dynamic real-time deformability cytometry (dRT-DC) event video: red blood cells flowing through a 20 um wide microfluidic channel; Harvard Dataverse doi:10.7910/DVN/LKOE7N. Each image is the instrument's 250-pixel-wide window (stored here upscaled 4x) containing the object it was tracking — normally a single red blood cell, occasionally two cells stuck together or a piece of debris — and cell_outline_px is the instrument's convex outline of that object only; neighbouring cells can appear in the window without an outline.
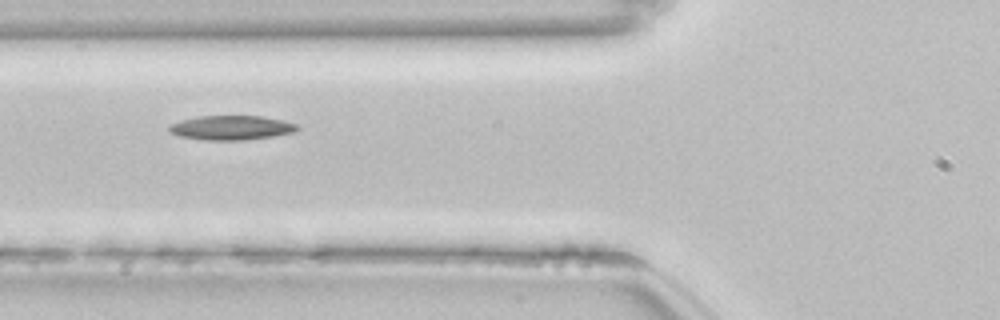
{"species": "common noctule bat (a hibernating species)", "species_latin": "Nyctalus noctula", "temperature_condition": "room temperature", "stored_images_in_passage": 40, "camera_frame_rate_fps": 3000, "um_per_image_px": 0.085, "animal": {"sex": "female", "body_mass_g": 22.7, "forearm_length_mm": 54.2}, "frame": {"image": 1, "passage_image": 6, "time_ms": 1.667, "image_size_px": [1000, 320], "cell_outline_px": [[300, 128], [296, 132], [272, 136], [244, 140], [204, 140], [180, 136], [172, 132], [168, 128], [168, 124], [180, 120], [200, 116], [260, 116], [280, 120], [296, 124]], "centroid_in_image_um": [19.65, 10.85], "position_along_channel_um": 106.2, "area_um2": 18.09}}
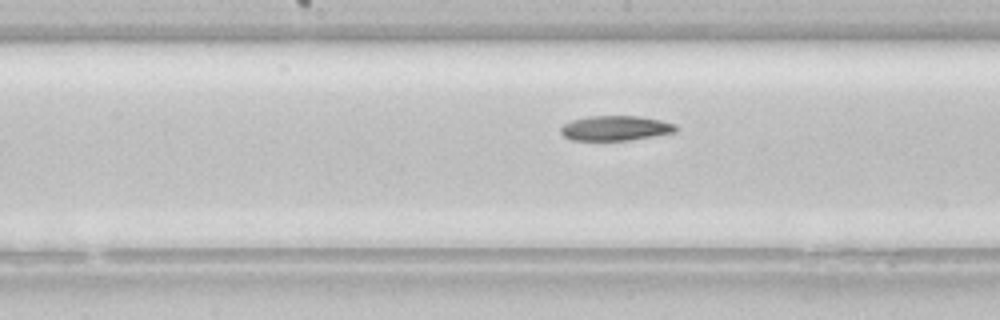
{"frame": {"image": 2, "passage_image": 13, "time_ms": 4.0, "image_size_px": [1000, 320], "cell_outline_px": [[676, 132], [628, 140], [572, 140], [564, 136], [560, 132], [560, 128], [564, 124], [572, 120], [588, 116], [636, 116], [660, 120], [676, 124]], "centroid_in_image_um": [52.29, 10.89], "position_along_channel_um": 195.9, "area_um2": 16.53}}
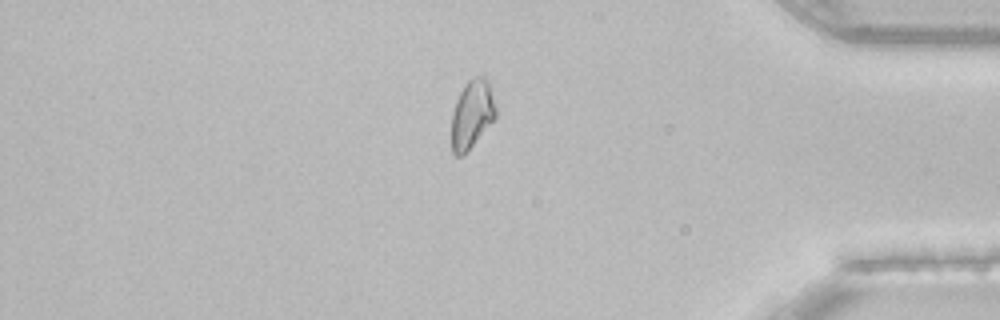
{"frame": {"image": 3, "passage_image": 31, "time_ms": 10.0, "image_size_px": [1000, 320], "cell_outline_px": [[496, 116], [472, 144], [460, 156], [456, 156], [452, 152], [452, 112], [456, 100], [464, 84], [472, 76], [484, 76], [488, 80], [496, 108]], "centroid_in_image_um": [40.1, 9.64], "position_along_channel_um": 395.1, "area_um2": 17.22}}